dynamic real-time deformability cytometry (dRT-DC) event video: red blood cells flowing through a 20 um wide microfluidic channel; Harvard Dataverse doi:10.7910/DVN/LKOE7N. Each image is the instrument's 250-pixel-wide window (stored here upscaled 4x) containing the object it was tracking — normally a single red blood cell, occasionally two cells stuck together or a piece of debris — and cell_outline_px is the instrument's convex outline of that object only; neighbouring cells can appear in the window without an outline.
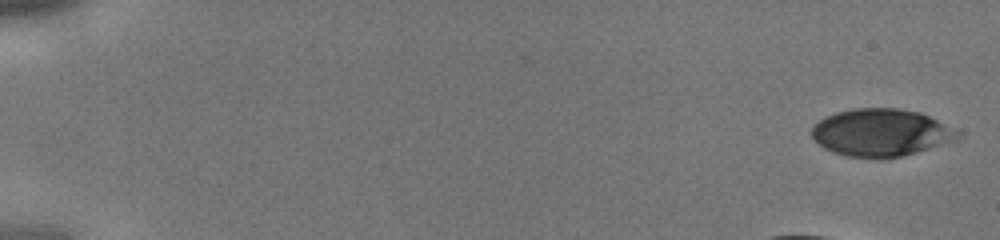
{"species": "human", "species_latin": "Homo sapiens", "temperature_condition": "cold", "stored_images_in_passage": 33, "camera_frame_rate_fps": 3000, "um_per_image_px": 0.085, "donor": {"sex": "male"}, "frame": {"image": 1, "passage_image": 1, "time_ms": 0.0, "image_size_px": [1000, 240], "cell_outline_px": [[960, 136], [956, 140], [916, 152], [900, 156], [876, 160], [848, 156], [832, 152], [824, 148], [812, 136], [812, 128], [820, 120], [836, 112], [852, 108], [900, 108], [920, 112], [960, 132]], "centroid_in_image_um": [74.87, 11.28], "position_along_channel_um": 10.1, "area_um2": 40.23}}